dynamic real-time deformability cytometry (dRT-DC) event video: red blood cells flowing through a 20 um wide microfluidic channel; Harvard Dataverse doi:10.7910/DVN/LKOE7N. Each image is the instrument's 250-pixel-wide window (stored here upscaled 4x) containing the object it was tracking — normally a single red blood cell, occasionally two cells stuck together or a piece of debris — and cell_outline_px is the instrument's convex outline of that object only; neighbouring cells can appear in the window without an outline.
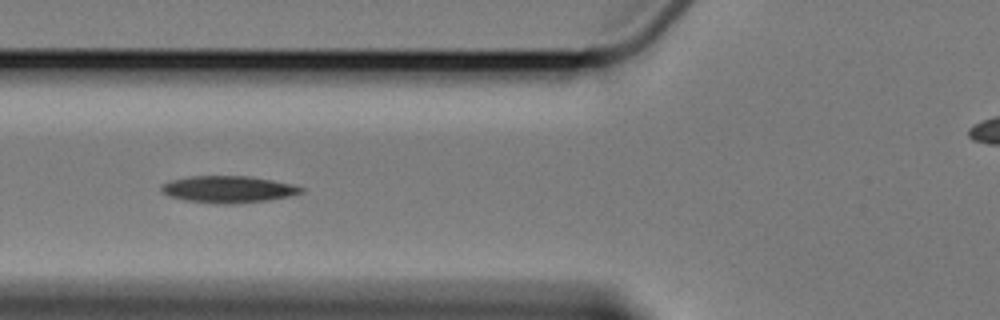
{"species": "Egyptian fruit bat (a non-hibernating species)", "species_latin": "Rousettus aegyptiacus", "temperature_condition": "cold", "stored_images_in_passage": 5, "camera_frame_rate_fps": 3000, "um_per_image_px": 0.085, "animal": {"sex": "female"}, "frame": {"image": 1, "passage_image": 4, "time_ms": 3.667, "image_size_px": [1000, 320], "cell_outline_px": [[304, 192], [288, 196], [268, 200], [236, 204], [212, 204], [184, 200], [168, 196], [160, 192], [160, 188], [164, 184], [172, 180], [192, 176], [248, 176], [272, 180], [292, 184], [304, 188]], "centroid_in_image_um": [19.38, 16.1], "position_along_channel_um": 106.4, "area_um2": 21.96}}
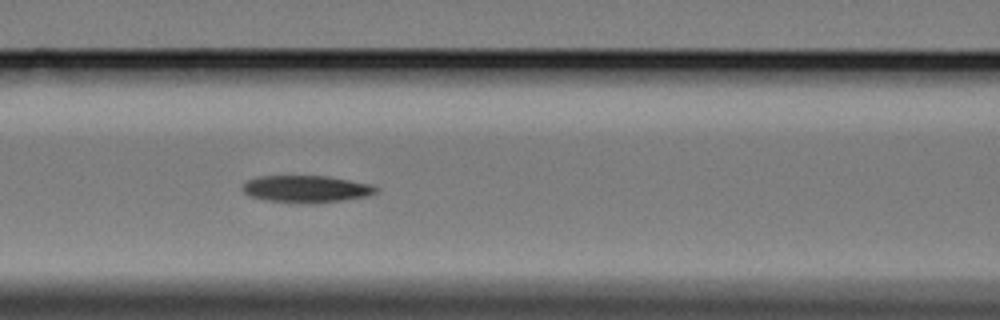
{"frame": {"image": 2, "passage_image": 5, "time_ms": 4.667, "image_size_px": [1000, 320], "cell_outline_px": [[380, 188], [376, 192], [368, 196], [344, 200], [316, 204], [308, 204], [264, 200], [248, 196], [240, 188], [248, 180], [260, 176], [328, 176], [372, 184]], "centroid_in_image_um": [26.05, 16.07], "position_along_channel_um": 140.6, "area_um2": 21.39}}